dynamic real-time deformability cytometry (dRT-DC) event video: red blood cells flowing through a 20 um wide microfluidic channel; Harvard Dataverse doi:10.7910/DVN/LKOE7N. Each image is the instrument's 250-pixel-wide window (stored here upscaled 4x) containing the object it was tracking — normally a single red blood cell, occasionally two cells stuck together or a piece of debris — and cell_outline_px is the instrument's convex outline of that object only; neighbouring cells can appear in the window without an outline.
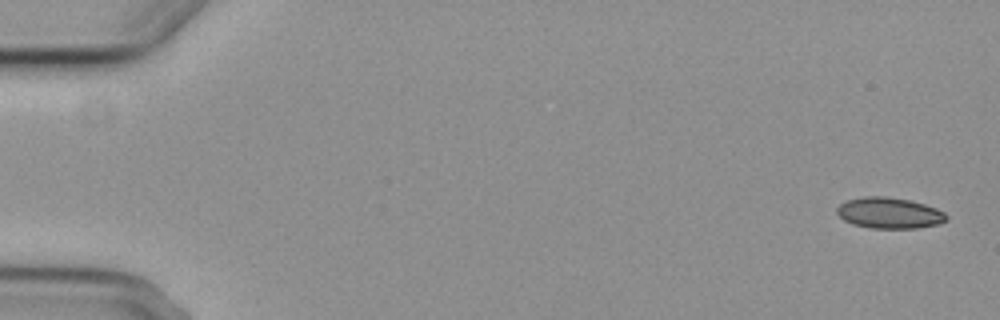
{"species": "common noctule bat (a hibernating species)", "species_latin": "Nyctalus noctula", "temperature_condition": "cold", "stored_images_in_passage": 7, "camera_frame_rate_fps": 3000, "um_per_image_px": 0.085, "animal": {"sex": "female", "body_mass_g": 29.2, "forearm_length_mm": 56.3}, "frame": {"image": 1, "passage_image": 1, "time_ms": 0.0, "image_size_px": [1000, 320], "cell_outline_px": [[948, 220], [940, 224], [916, 228], [872, 228], [852, 224], [844, 220], [836, 212], [836, 208], [840, 204], [848, 200], [864, 196], [884, 196], [908, 200], [924, 204], [936, 208], [944, 212], [948, 216]], "centroid_in_image_um": [75.61, 18.11], "position_along_channel_um": 9.4, "area_um2": 19.77}}
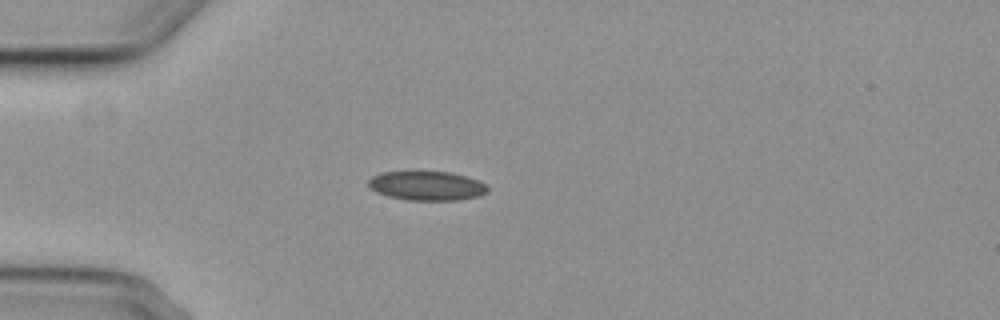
{"frame": {"image": 2, "passage_image": 5, "time_ms": 4.667, "image_size_px": [1000, 320], "cell_outline_px": [[488, 192], [480, 196], [456, 200], [408, 200], [388, 196], [376, 192], [368, 184], [368, 180], [372, 176], [380, 172], [452, 172], [468, 176], [488, 184]], "centroid_in_image_um": [36.32, 15.79], "position_along_channel_um": 48.7, "area_um2": 20.4}}
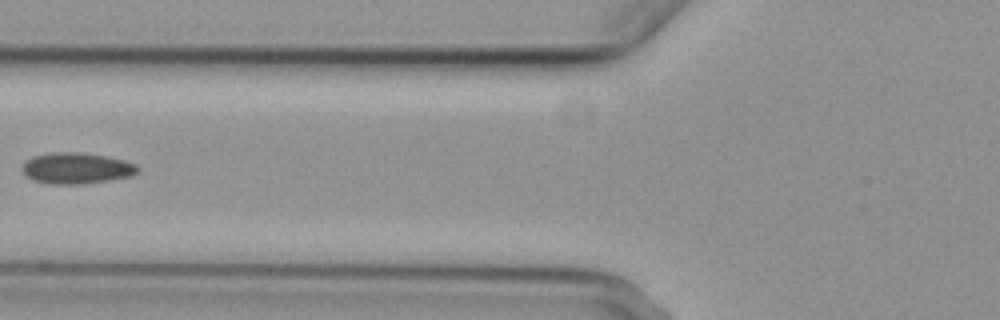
{"frame": {"image": 3, "passage_image": 7, "time_ms": 7.0, "image_size_px": [1000, 320], "cell_outline_px": [[140, 172], [132, 176], [84, 184], [48, 184], [32, 180], [24, 176], [20, 168], [32, 156], [56, 152], [76, 152], [104, 156], [136, 164], [140, 168]], "centroid_in_image_um": [6.47, 14.32], "position_along_channel_um": 119.3, "area_um2": 20.98}}